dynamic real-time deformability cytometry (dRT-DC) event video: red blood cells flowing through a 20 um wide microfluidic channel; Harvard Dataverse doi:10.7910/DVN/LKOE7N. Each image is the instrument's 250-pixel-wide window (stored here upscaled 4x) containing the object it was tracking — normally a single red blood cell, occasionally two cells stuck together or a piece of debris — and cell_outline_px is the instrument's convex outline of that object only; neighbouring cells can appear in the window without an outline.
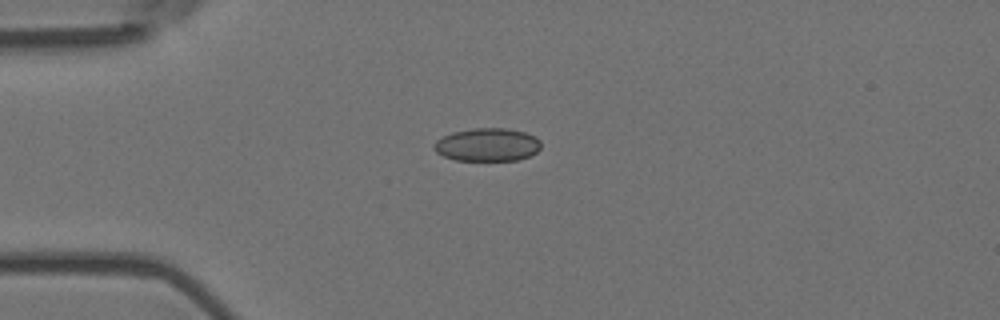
{"species": "Egyptian fruit bat (a non-hibernating species)", "species_latin": "Rousettus aegyptiacus", "temperature_condition": "room temperature", "stored_images_in_passage": 6, "camera_frame_rate_fps": 3000, "um_per_image_px": 0.085, "animal": {"sex": "female"}, "frame": {"image": 1, "passage_image": 1, "time_ms": 0.0, "image_size_px": [1000, 320], "cell_outline_px": [[540, 148], [536, 152], [528, 156], [516, 160], [456, 160], [444, 156], [436, 152], [432, 148], [432, 144], [436, 140], [452, 132], [472, 128], [508, 128], [524, 132], [536, 136], [540, 140]], "centroid_in_image_um": [41.41, 12.29], "position_along_channel_um": 43.6, "area_um2": 20.69}}
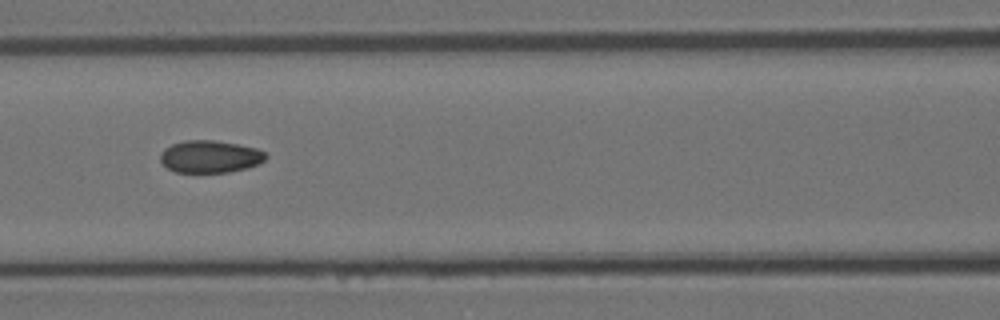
{"frame": {"image": 2, "passage_image": 4, "time_ms": 1.0, "image_size_px": [1000, 320], "cell_outline_px": [[268, 156], [264, 160], [248, 168], [228, 172], [176, 172], [168, 168], [160, 160], [160, 152], [164, 148], [172, 144], [184, 140], [212, 140], [236, 144], [256, 148], [264, 152]], "centroid_in_image_um": [17.83, 13.31], "position_along_channel_um": 148.8, "area_um2": 19.77}}
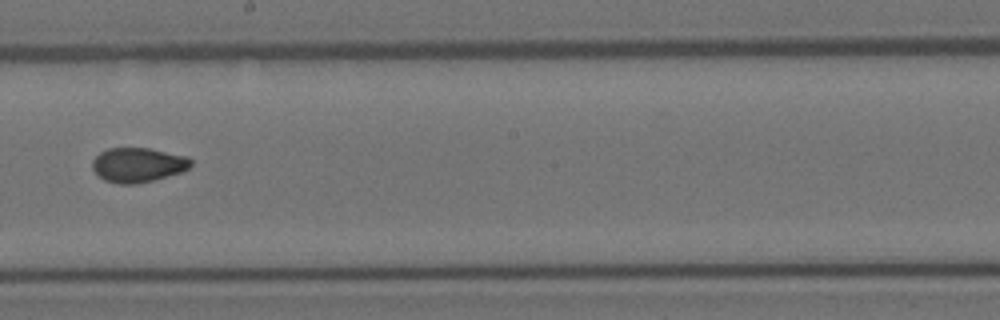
{"frame": {"image": 3, "passage_image": 6, "time_ms": 1.667, "image_size_px": [1000, 320], "cell_outline_px": [[192, 164], [188, 168], [180, 172], [152, 180], [136, 184], [120, 184], [104, 180], [92, 168], [92, 160], [100, 152], [108, 148], [148, 148], [188, 156], [192, 160]], "centroid_in_image_um": [11.72, 14.0], "position_along_channel_um": 236.5, "area_um2": 19.71}}